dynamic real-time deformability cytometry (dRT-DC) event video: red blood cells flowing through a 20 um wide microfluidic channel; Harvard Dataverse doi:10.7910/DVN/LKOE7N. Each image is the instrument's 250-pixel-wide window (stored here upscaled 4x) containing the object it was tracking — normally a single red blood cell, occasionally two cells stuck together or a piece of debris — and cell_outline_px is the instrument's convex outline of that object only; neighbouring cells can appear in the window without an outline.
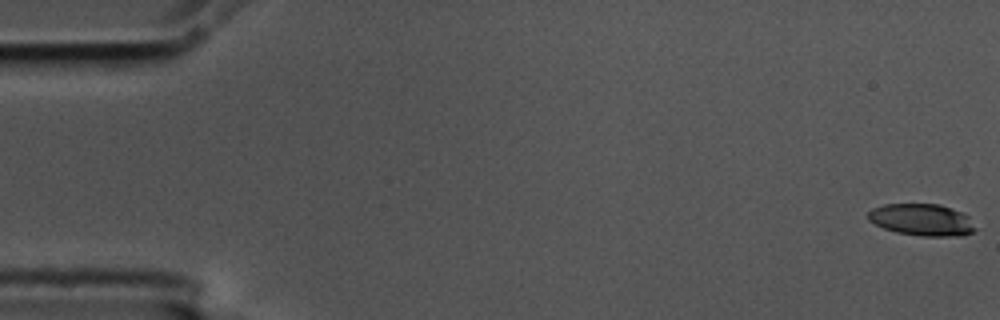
{"species": "common noctule bat (a hibernating species)", "species_latin": "Nyctalus noctula", "temperature_condition": "cold", "stored_images_in_passage": 9, "camera_frame_rate_fps": 3000, "um_per_image_px": 0.085, "animal": {"sex": "male", "body_mass_g": 17.5, "forearm_length_mm": 52.3}, "frame": {"image": 1, "passage_image": 1, "time_ms": 0.0, "image_size_px": [1000, 320], "cell_outline_px": [[976, 228], [972, 232], [960, 236], [924, 236], [896, 232], [884, 228], [868, 220], [868, 212], [872, 208], [884, 204], [940, 204], [964, 212], [968, 216]], "centroid_in_image_um": [78.37, 18.67], "position_along_channel_um": 6.6, "area_um2": 19.94}}
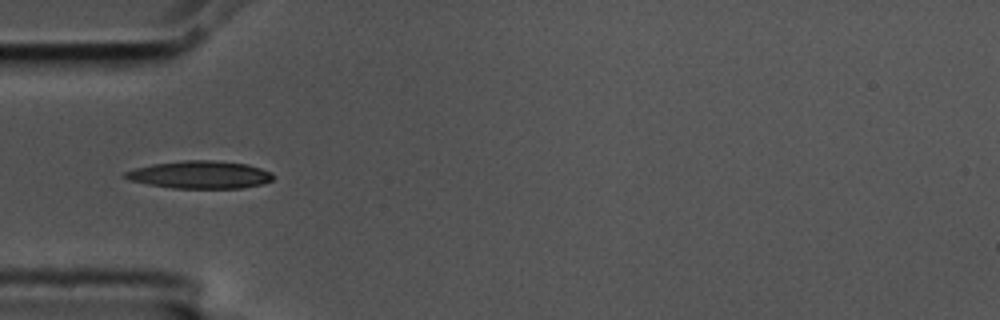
{"frame": {"image": 2, "passage_image": 6, "time_ms": 1.667, "image_size_px": [1000, 320], "cell_outline_px": [[276, 176], [272, 180], [264, 184], [244, 188], [172, 188], [148, 184], [128, 180], [120, 176], [124, 172], [136, 168], [152, 164], [184, 160], [212, 160], [248, 164], [272, 172]], "centroid_in_image_um": [17.01, 14.85], "position_along_channel_um": 68.0, "area_um2": 24.1}}
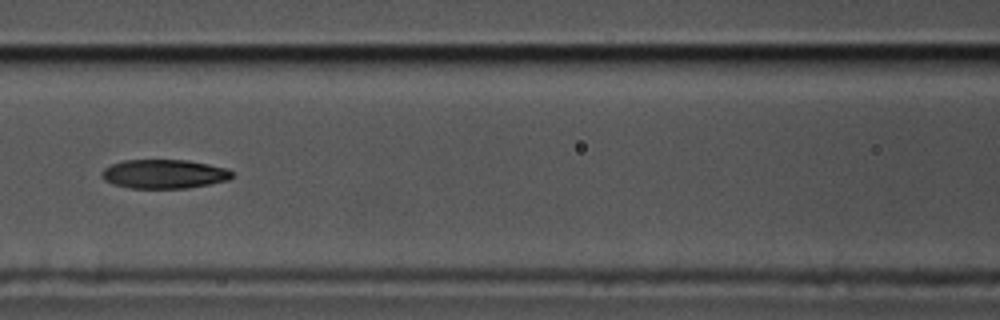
{"frame": {"image": 3, "passage_image": 8, "time_ms": 2.333, "image_size_px": [1000, 320], "cell_outline_px": [[232, 176], [228, 180], [208, 184], [184, 188], [128, 188], [112, 184], [104, 180], [100, 176], [100, 172], [104, 168], [112, 164], [124, 160], [188, 160], [228, 168], [232, 172]], "centroid_in_image_um": [13.9, 14.78], "position_along_channel_um": 152.7, "area_um2": 22.08}}